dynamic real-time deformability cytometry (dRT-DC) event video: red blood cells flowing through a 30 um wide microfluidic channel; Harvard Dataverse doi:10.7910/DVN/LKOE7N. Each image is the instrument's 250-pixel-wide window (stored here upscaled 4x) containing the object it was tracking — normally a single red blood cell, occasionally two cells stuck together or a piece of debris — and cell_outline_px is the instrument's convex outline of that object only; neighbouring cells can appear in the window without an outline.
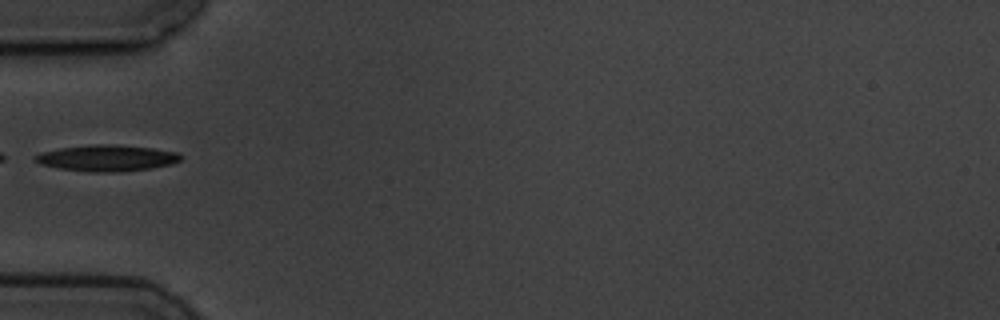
{"species": "common noctule bat (a hibernating species)", "species_latin": "Nyctalus noctula", "temperature_condition": "cold", "stored_images_in_passage": 3, "camera_frame_rate_fps": 3000, "um_per_image_px": 0.085, "animal": {"sex": "male", "body_mass_g": 19.5, "forearm_length_mm": 54.6}, "frame": {"image": 1, "passage_image": 3, "time_ms": 3.333, "image_size_px": [1000, 320], "cell_outline_px": [[180, 160], [172, 164], [152, 168], [120, 172], [88, 172], [60, 168], [40, 164], [32, 160], [32, 156], [40, 152], [60, 148], [88, 144], [112, 144], [152, 148], [176, 152], [180, 156]], "centroid_in_image_um": [9.02, 13.43], "position_along_channel_um": 76.0, "area_um2": 22.43}}